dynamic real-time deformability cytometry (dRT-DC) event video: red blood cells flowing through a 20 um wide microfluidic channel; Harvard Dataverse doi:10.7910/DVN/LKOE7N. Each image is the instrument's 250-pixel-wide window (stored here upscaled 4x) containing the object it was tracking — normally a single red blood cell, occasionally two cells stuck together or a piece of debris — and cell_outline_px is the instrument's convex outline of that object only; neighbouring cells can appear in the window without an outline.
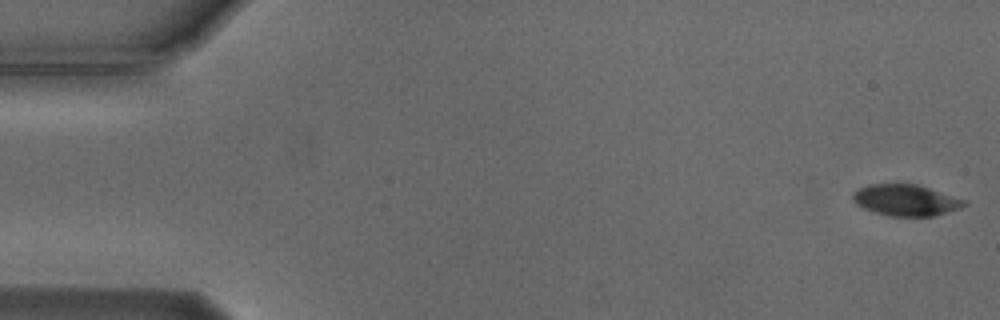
{"species": "Egyptian fruit bat (a non-hibernating species)", "species_latin": "Rousettus aegyptiacus", "temperature_condition": "cold", "stored_images_in_passage": 55, "camera_frame_rate_fps": 3000, "um_per_image_px": 0.085, "animal": {"sex": "male"}, "frame": {"image": 1, "passage_image": 1, "time_ms": 0.0, "image_size_px": [1000, 320], "cell_outline_px": [[968, 204], [960, 208], [932, 216], [888, 216], [872, 212], [856, 204], [852, 200], [852, 192], [868, 184], [916, 184], [964, 200]], "centroid_in_image_um": [76.93, 17.02], "position_along_channel_um": 8.1, "area_um2": 20.11}}
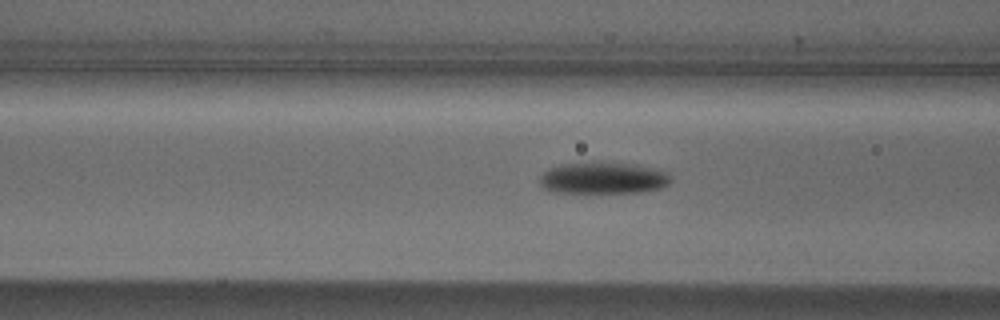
{"frame": {"image": 2, "passage_image": 21, "time_ms": 6.667, "image_size_px": [1000, 320], "cell_outline_px": [[672, 180], [668, 184], [660, 188], [636, 192], [552, 192], [544, 188], [540, 184], [540, 176], [548, 168], [560, 164], [592, 160], [600, 160], [636, 164], [656, 168], [664, 172]], "centroid_in_image_um": [51.22, 15.08], "position_along_channel_um": 115.4, "area_um2": 24.68}}
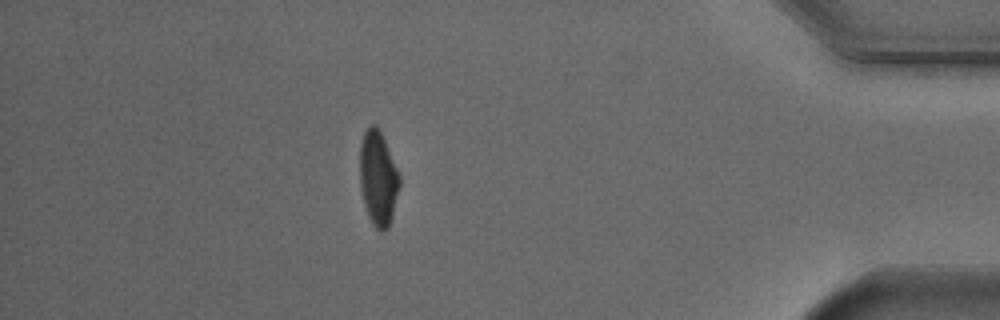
{"frame": {"image": 3, "passage_image": 48, "time_ms": 15.667, "image_size_px": [1000, 320], "cell_outline_px": [[400, 184], [392, 216], [388, 228], [384, 232], [380, 232], [372, 224], [368, 216], [364, 204], [360, 188], [360, 144], [364, 132], [372, 124], [376, 124], [384, 140], [400, 176]], "centroid_in_image_um": [32.13, 15.19], "position_along_channel_um": 403.1, "area_um2": 21.73}, "authors_computed_cell_mechanics": {"area_um2": 22.6576, "velocity_mm_per_s": 3.7264, "shape_relaxation_time_tau1_ms": 3.2279, "shape_relaxation_time_tau2_ms": null, "deformation_change_tau1": 0.1338, "deformation_change_tau2": null}}